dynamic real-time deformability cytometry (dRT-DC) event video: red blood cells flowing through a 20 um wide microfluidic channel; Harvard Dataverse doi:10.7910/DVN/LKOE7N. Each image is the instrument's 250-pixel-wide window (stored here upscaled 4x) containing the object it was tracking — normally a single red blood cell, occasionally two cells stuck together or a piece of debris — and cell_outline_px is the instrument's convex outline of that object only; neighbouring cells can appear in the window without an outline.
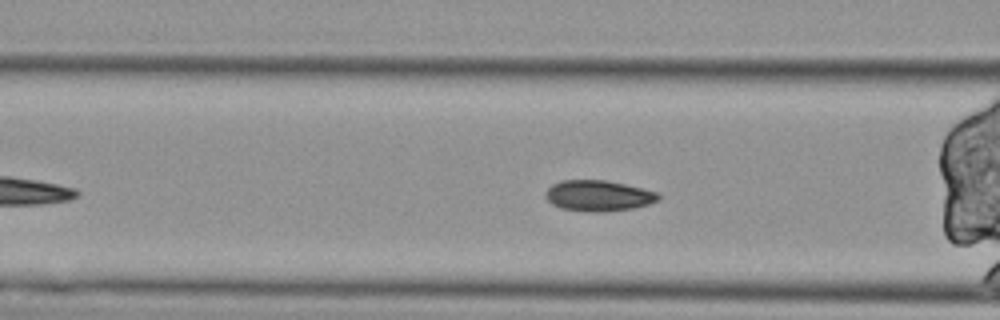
{"species": "Egyptian fruit bat (a non-hibernating species)", "species_latin": "Rousettus aegyptiacus", "temperature_condition": "cold", "stored_images_in_passage": 44, "camera_frame_rate_fps": 3000, "um_per_image_px": 0.085, "animal": {"sex": "female"}, "frame": {"image": 1, "passage_image": 12, "time_ms": 3.667, "image_size_px": [1000, 320], "cell_outline_px": [[660, 200], [648, 204], [632, 208], [604, 212], [592, 212], [564, 208], [552, 204], [544, 196], [544, 192], [552, 184], [560, 180], [608, 180], [656, 192], [660, 196]], "centroid_in_image_um": [50.84, 16.63], "position_along_channel_um": 115.8, "area_um2": 20.17}}
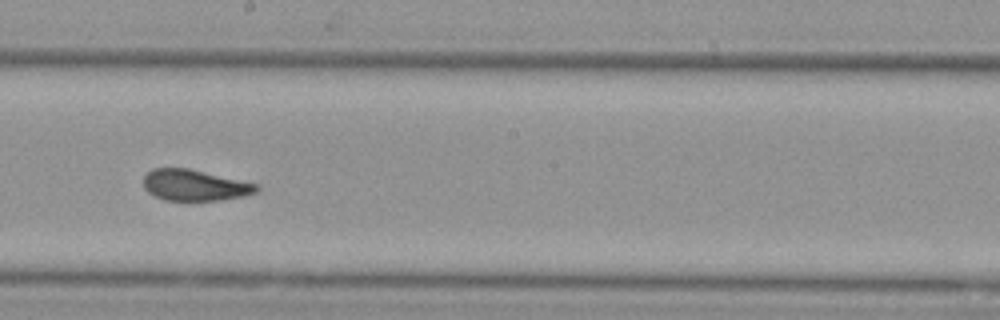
{"frame": {"image": 2, "passage_image": 22, "time_ms": 7.0, "image_size_px": [1000, 320], "cell_outline_px": [[260, 188], [256, 192], [244, 196], [220, 200], [164, 200], [148, 192], [144, 188], [144, 176], [152, 168], [188, 168], [260, 184]], "centroid_in_image_um": [16.58, 15.74], "position_along_channel_um": 231.6, "area_um2": 20.52}}
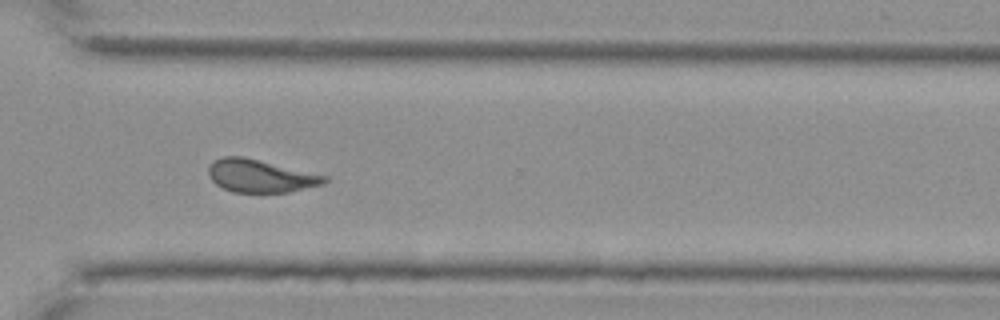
{"frame": {"image": 3, "passage_image": 32, "time_ms": 10.333, "image_size_px": [1000, 320], "cell_outline_px": [[328, 180], [324, 184], [288, 192], [232, 192], [216, 184], [208, 176], [208, 168], [212, 160], [224, 156], [244, 156], [328, 176]], "centroid_in_image_um": [22.12, 14.94], "position_along_channel_um": 348.5, "area_um2": 22.25}, "authors_computed_cell_mechanics": {"area_um2": 22.2241, "velocity_mm_per_s": 3.4965, "shape_relaxation_time_tau1_ms": null, "shape_relaxation_time_tau2_ms": 2.1482, "deformation_change_tau1": null, "deformation_change_tau2": 0.0897}}